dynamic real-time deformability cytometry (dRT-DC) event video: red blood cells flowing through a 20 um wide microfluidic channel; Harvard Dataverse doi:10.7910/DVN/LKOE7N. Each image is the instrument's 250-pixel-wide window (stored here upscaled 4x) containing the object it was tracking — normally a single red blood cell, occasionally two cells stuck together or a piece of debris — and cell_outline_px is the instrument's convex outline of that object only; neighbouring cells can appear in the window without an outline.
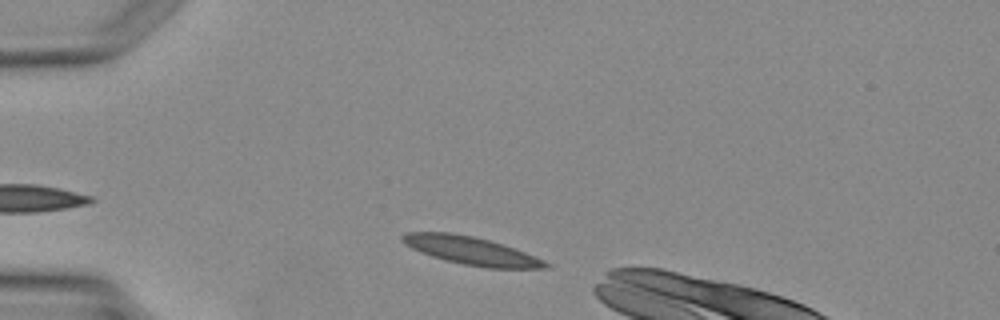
{"species": "Egyptian fruit bat (a non-hibernating species)", "species_latin": "Rousettus aegyptiacus", "temperature_condition": "warm", "stored_images_in_passage": 2, "camera_frame_rate_fps": 3000, "um_per_image_px": 0.085, "animal": {"sex": "female"}, "frame": {"image": 1, "passage_image": 2, "time_ms": 1.0, "image_size_px": [1000, 320], "cell_outline_px": [[552, 268], [488, 268], [464, 264], [432, 256], [420, 252], [404, 244], [400, 240], [400, 236], [408, 232], [452, 232], [472, 236], [504, 244], [544, 260], [552, 264]], "centroid_in_image_um": [40.06, 21.3], "position_along_channel_um": 44.9, "area_um2": 23.29}}